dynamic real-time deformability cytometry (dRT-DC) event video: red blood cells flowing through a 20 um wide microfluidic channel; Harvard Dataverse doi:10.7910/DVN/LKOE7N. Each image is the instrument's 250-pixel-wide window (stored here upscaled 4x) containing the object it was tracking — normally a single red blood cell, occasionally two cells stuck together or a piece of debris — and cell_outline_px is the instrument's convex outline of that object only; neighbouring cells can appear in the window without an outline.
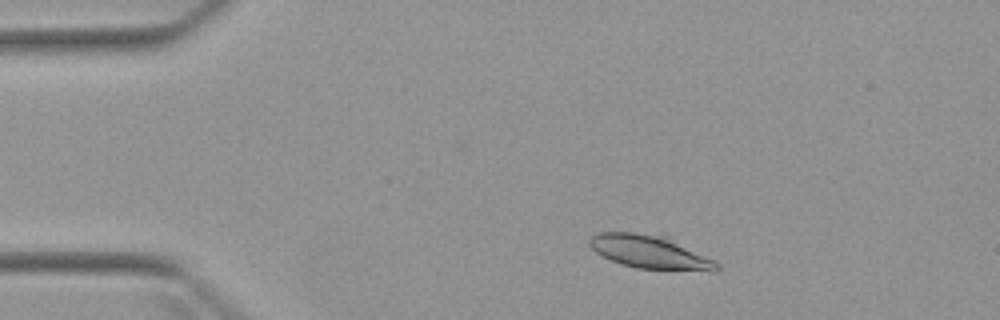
{"species": "Egyptian fruit bat (a non-hibernating species)", "species_latin": "Rousettus aegyptiacus", "temperature_condition": "warm", "stored_images_in_passage": 4, "camera_frame_rate_fps": 3000, "um_per_image_px": 0.085, "animal": {"sex": "female"}, "frame": {"image": 1, "passage_image": 2, "time_ms": 1.333, "image_size_px": [1000, 320], "cell_outline_px": [[720, 268], [716, 272], [712, 272], [636, 268], [612, 260], [596, 252], [588, 244], [588, 236], [596, 232], [632, 232], [668, 236], [720, 264]], "centroid_in_image_um": [55.26, 21.41], "position_along_channel_um": 29.7, "area_um2": 24.97}}